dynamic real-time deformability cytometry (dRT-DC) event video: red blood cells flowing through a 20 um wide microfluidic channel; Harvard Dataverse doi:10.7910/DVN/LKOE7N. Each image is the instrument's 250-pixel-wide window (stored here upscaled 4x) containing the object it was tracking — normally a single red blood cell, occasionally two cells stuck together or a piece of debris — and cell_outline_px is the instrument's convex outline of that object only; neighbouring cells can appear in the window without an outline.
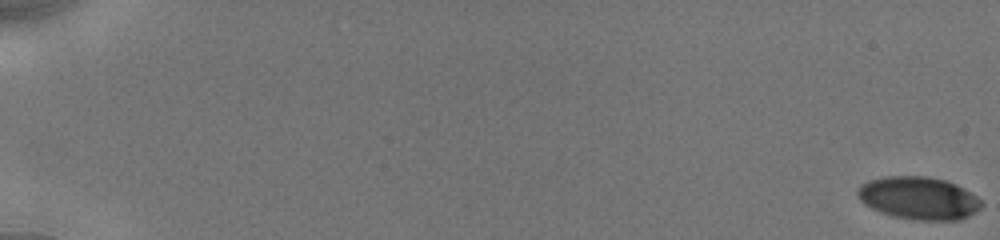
{"species": "human", "species_latin": "Homo sapiens", "temperature_condition": "cold", "stored_images_in_passage": 40, "camera_frame_rate_fps": 3000, "um_per_image_px": 0.085, "donor": {"sex": "male"}, "frame": {"image": 1, "passage_image": 1, "time_ms": 0.0, "image_size_px": [1000, 240], "cell_outline_px": [[984, 204], [980, 208], [968, 216], [960, 220], [912, 220], [892, 216], [880, 212], [864, 204], [860, 200], [856, 192], [856, 188], [860, 184], [868, 180], [884, 176], [928, 176], [944, 180], [956, 184], [964, 188], [976, 196]], "centroid_in_image_um": [78.06, 16.83], "position_along_channel_um": 6.9, "area_um2": 31.1}}
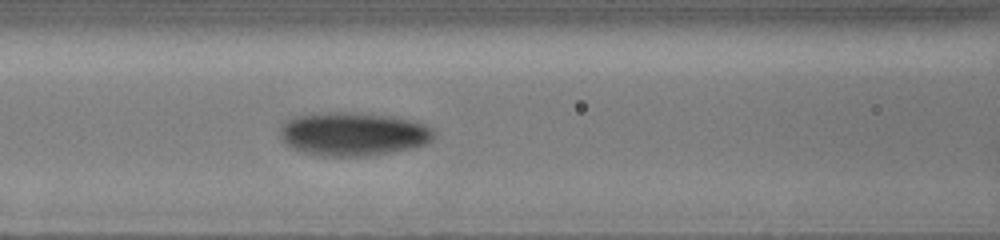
{"frame": {"image": 2, "passage_image": 22, "time_ms": 8.667, "image_size_px": [1000, 240], "cell_outline_px": [[436, 132], [432, 140], [424, 144], [412, 148], [392, 152], [364, 156], [320, 156], [300, 152], [292, 148], [280, 136], [280, 128], [288, 120], [296, 116], [328, 112], [348, 112], [392, 116], [416, 120], [436, 128]], "centroid_in_image_um": [30.08, 11.39], "position_along_channel_um": 136.5, "area_um2": 39.3}}
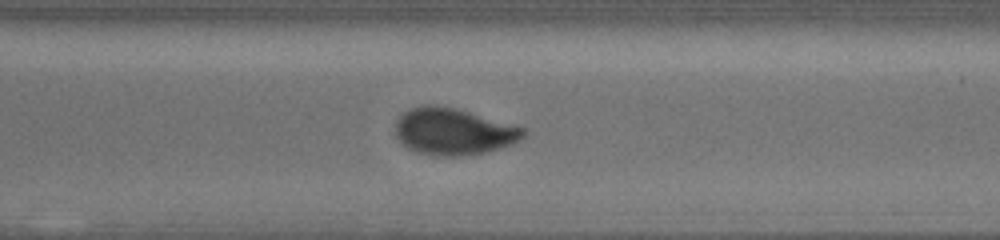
{"frame": {"image": 3, "passage_image": 40, "time_ms": 13.667, "image_size_px": [1000, 240], "cell_outline_px": [[524, 136], [520, 140], [512, 144], [488, 152], [460, 156], [436, 156], [416, 152], [408, 148], [392, 132], [396, 120], [404, 112], [412, 108], [424, 104], [436, 104], [456, 108], [524, 128]], "centroid_in_image_um": [38.49, 11.18], "position_along_channel_um": 332.1, "area_um2": 34.97}}